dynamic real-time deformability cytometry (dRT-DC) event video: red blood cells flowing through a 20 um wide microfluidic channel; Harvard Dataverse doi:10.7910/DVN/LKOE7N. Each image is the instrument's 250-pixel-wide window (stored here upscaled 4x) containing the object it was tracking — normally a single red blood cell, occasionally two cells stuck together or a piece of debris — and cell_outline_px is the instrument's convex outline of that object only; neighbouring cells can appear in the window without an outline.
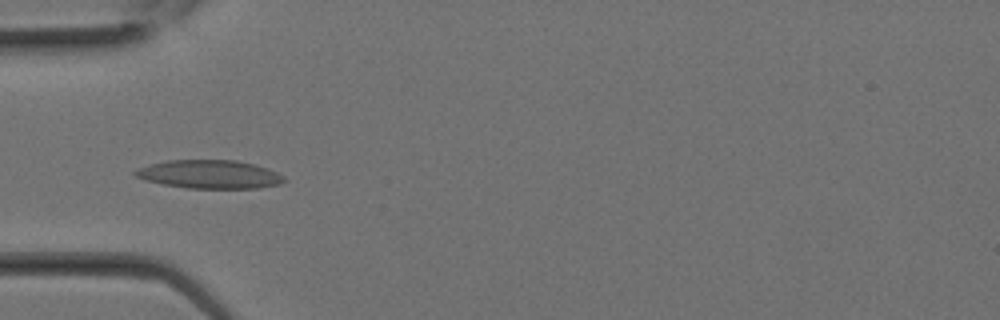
{"species": "Egyptian fruit bat (a non-hibernating species)", "species_latin": "Rousettus aegyptiacus", "temperature_condition": "room temperature", "stored_images_in_passage": 11, "camera_frame_rate_fps": 3000, "um_per_image_px": 0.085, "animal": {"sex": "female"}, "frame": {"image": 1, "passage_image": 8, "time_ms": 2.333, "image_size_px": [1000, 320], "cell_outline_px": [[288, 180], [280, 184], [260, 188], [188, 188], [164, 184], [148, 180], [136, 176], [132, 172], [148, 164], [168, 160], [236, 160], [268, 168], [284, 176]], "centroid_in_image_um": [17.86, 14.81], "position_along_channel_um": 67.1, "area_um2": 24.57}}
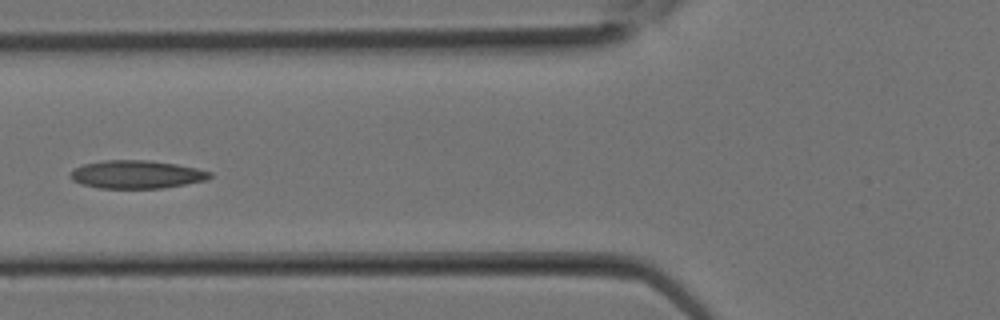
{"frame": {"image": 2, "passage_image": 10, "time_ms": 3.0, "image_size_px": [1000, 320], "cell_outline_px": [[212, 176], [208, 180], [164, 188], [100, 188], [80, 184], [72, 180], [68, 176], [76, 168], [84, 164], [104, 160], [148, 160], [176, 164], [196, 168], [212, 172]], "centroid_in_image_um": [11.63, 14.83], "position_along_channel_um": 114.2, "area_um2": 22.89}}